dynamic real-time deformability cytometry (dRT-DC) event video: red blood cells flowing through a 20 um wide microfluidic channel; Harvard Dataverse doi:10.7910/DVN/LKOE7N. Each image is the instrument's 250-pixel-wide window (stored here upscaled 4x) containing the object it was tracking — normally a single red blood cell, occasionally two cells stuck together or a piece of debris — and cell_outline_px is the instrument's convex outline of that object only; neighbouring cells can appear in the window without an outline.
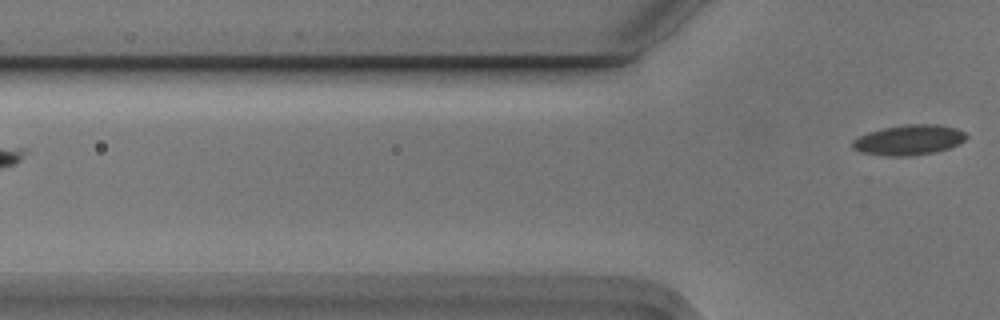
{"species": "Egyptian fruit bat (a non-hibernating species)", "species_latin": "Rousettus aegyptiacus", "temperature_condition": "cold", "stored_images_in_passage": 3, "camera_frame_rate_fps": 3000, "um_per_image_px": 0.085, "animal": {"sex": "male"}, "frame": {"image": 1, "passage_image": 3, "time_ms": 0.667, "image_size_px": [1000, 320], "cell_outline_px": [[968, 136], [964, 140], [948, 148], [936, 152], [912, 156], [888, 156], [860, 152], [852, 148], [852, 140], [868, 132], [884, 128], [908, 124], [936, 124], [956, 128], [964, 132]], "centroid_in_image_um": [77.24, 11.9], "position_along_channel_um": 48.6, "area_um2": 19.94}}